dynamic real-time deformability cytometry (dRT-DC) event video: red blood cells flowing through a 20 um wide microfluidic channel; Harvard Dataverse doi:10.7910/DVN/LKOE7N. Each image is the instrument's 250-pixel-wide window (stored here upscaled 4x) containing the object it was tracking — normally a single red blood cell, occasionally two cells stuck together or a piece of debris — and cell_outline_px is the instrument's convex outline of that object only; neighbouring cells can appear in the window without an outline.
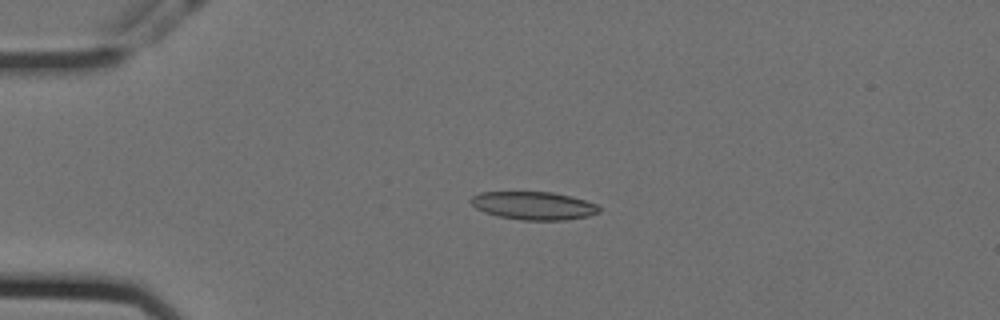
{"species": "Egyptian fruit bat (a non-hibernating species)", "species_latin": "Rousettus aegyptiacus", "temperature_condition": "cold", "stored_images_in_passage": 23, "camera_frame_rate_fps": 3000, "um_per_image_px": 0.085, "animal": {"sex": "female"}, "frame": {"image": 1, "passage_image": 1, "time_ms": 0.0, "image_size_px": [1000, 320], "cell_outline_px": [[600, 212], [588, 216], [564, 220], [524, 220], [496, 216], [484, 212], [476, 208], [468, 200], [472, 196], [480, 192], [552, 192], [572, 196], [596, 204], [600, 208]], "centroid_in_image_um": [45.34, 17.48], "position_along_channel_um": 39.7, "area_um2": 21.04}}
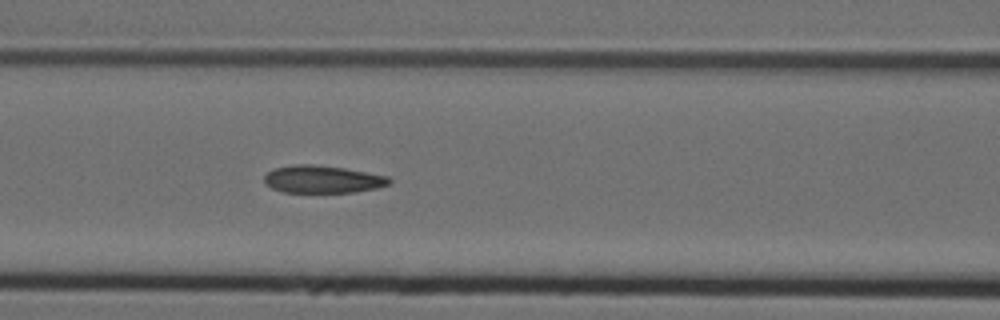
{"frame": {"image": 2, "passage_image": 12, "time_ms": 3.667, "image_size_px": [1000, 320], "cell_outline_px": [[392, 184], [376, 188], [352, 192], [284, 192], [272, 188], [264, 180], [264, 176], [268, 172], [276, 168], [296, 164], [312, 164], [344, 168], [388, 176], [392, 180]], "centroid_in_image_um": [27.46, 15.24], "position_along_channel_um": 139.1, "area_um2": 19.88}}
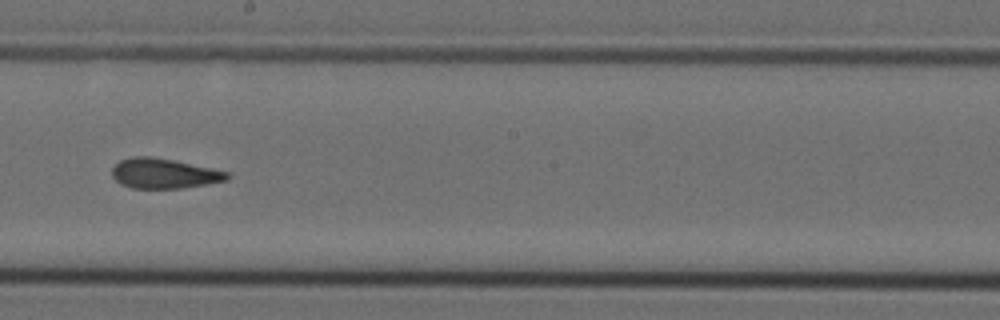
{"frame": {"image": 3, "passage_image": 20, "time_ms": 6.333, "image_size_px": [1000, 320], "cell_outline_px": [[228, 180], [180, 188], [132, 188], [120, 184], [112, 176], [112, 168], [120, 160], [132, 156], [152, 156], [172, 160], [228, 172]], "centroid_in_image_um": [13.87, 14.74], "position_along_channel_um": 234.3, "area_um2": 19.83}}